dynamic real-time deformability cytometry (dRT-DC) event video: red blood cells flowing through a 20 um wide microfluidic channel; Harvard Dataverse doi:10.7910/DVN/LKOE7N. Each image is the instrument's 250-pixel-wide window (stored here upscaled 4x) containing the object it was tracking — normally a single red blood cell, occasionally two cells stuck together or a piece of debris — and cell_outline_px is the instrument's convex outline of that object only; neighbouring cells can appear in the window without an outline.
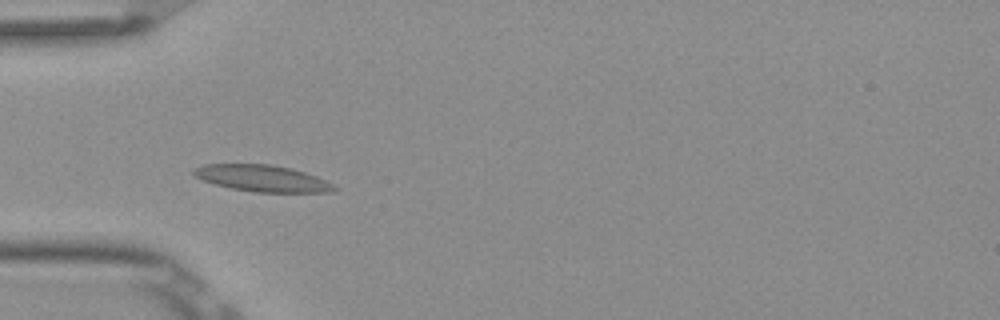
{"species": "Egyptian fruit bat (a non-hibernating species)", "species_latin": "Rousettus aegyptiacus", "temperature_condition": "room temperature", "stored_images_in_passage": 4, "camera_frame_rate_fps": 3000, "um_per_image_px": 0.085, "frame": {"image": 1, "passage_image": 3, "time_ms": 0.667, "image_size_px": [1000, 320], "cell_outline_px": [[336, 188], [332, 192], [252, 192], [232, 188], [216, 184], [192, 176], [192, 168], [204, 164], [272, 164], [292, 168], [316, 176], [332, 184]], "centroid_in_image_um": [22.24, 15.14], "position_along_channel_um": 62.8, "area_um2": 21.68}}
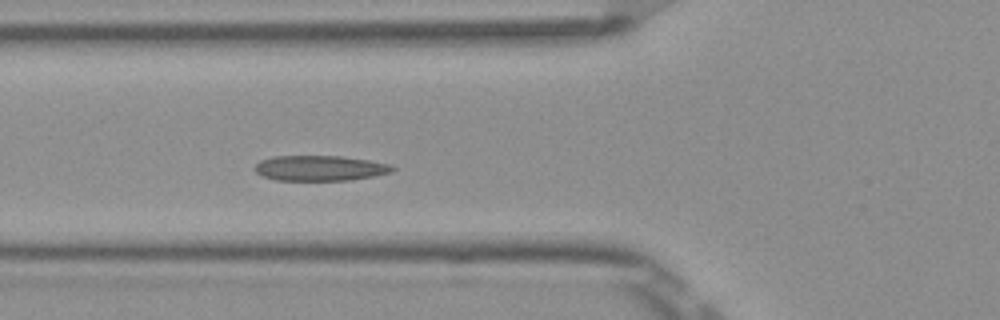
{"frame": {"image": 2, "passage_image": 4, "time_ms": 1.0, "image_size_px": [1000, 320], "cell_outline_px": [[396, 168], [392, 172], [372, 176], [348, 180], [276, 180], [264, 176], [256, 172], [252, 168], [260, 160], [272, 156], [340, 156], [368, 160], [392, 164]], "centroid_in_image_um": [27.18, 14.28], "position_along_channel_um": 98.6, "area_um2": 20.29}}